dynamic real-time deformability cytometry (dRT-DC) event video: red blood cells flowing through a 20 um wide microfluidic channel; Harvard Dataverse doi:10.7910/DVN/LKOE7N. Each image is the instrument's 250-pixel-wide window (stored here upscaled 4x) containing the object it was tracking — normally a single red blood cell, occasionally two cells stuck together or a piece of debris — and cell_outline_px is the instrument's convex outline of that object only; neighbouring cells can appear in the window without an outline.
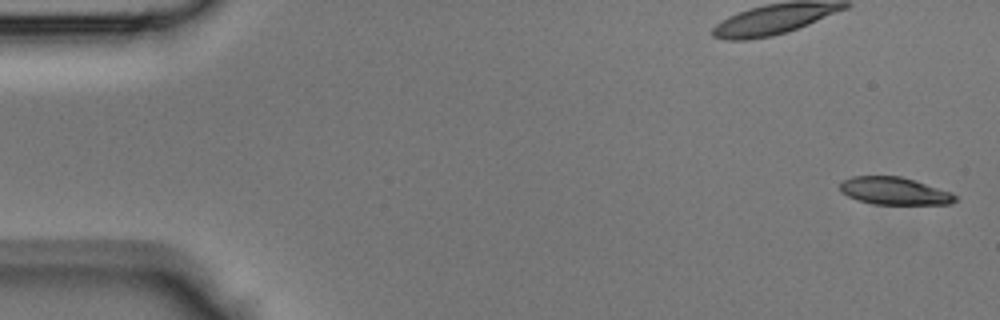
{"species": "Egyptian fruit bat (a non-hibernating species)", "species_latin": "Rousettus aegyptiacus", "temperature_condition": "room temperature", "stored_images_in_passage": 44, "camera_frame_rate_fps": 3000, "um_per_image_px": 0.085, "animal": {"sex": "male"}, "frame": {"image": 1, "passage_image": 1, "time_ms": 0.0, "image_size_px": [1000, 320], "cell_outline_px": [[956, 200], [948, 204], [872, 204], [856, 200], [840, 192], [840, 184], [844, 180], [852, 176], [900, 176], [916, 180], [952, 192], [956, 196]], "centroid_in_image_um": [76.01, 16.23], "position_along_channel_um": 9.0, "area_um2": 18.55}}
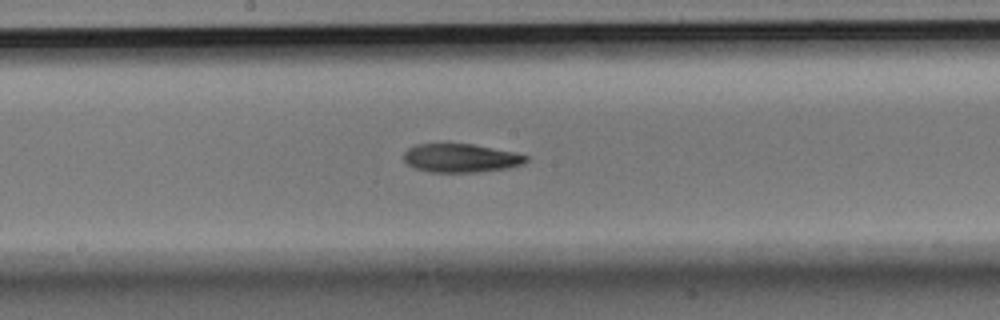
{"frame": {"image": 2, "passage_image": 23, "time_ms": 7.333, "image_size_px": [1000, 320], "cell_outline_px": [[528, 160], [524, 164], [508, 168], [476, 172], [428, 172], [416, 168], [408, 164], [404, 160], [404, 152], [408, 148], [416, 144], [472, 144], [516, 152], [528, 156]], "centroid_in_image_um": [39.19, 13.43], "position_along_channel_um": 209.0, "area_um2": 20.4}}
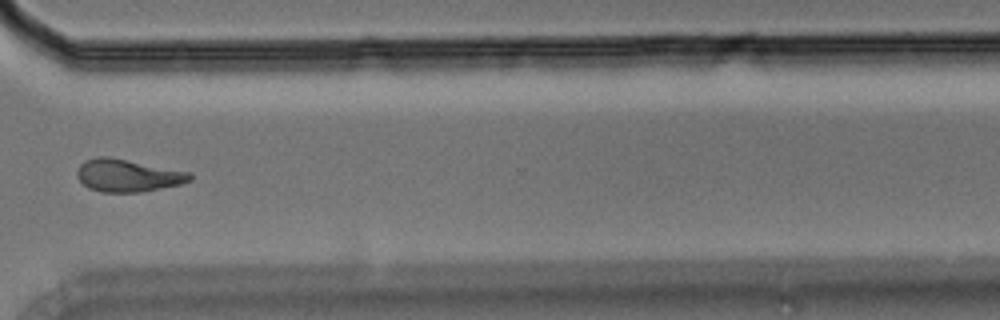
{"frame": {"image": 3, "passage_image": 33, "time_ms": 10.667, "image_size_px": [1000, 320], "cell_outline_px": [[192, 180], [180, 184], [140, 192], [100, 192], [88, 188], [76, 176], [76, 172], [80, 164], [84, 160], [96, 156], [108, 156], [192, 172]], "centroid_in_image_um": [10.84, 14.9], "position_along_channel_um": 359.8, "area_um2": 21.56}}